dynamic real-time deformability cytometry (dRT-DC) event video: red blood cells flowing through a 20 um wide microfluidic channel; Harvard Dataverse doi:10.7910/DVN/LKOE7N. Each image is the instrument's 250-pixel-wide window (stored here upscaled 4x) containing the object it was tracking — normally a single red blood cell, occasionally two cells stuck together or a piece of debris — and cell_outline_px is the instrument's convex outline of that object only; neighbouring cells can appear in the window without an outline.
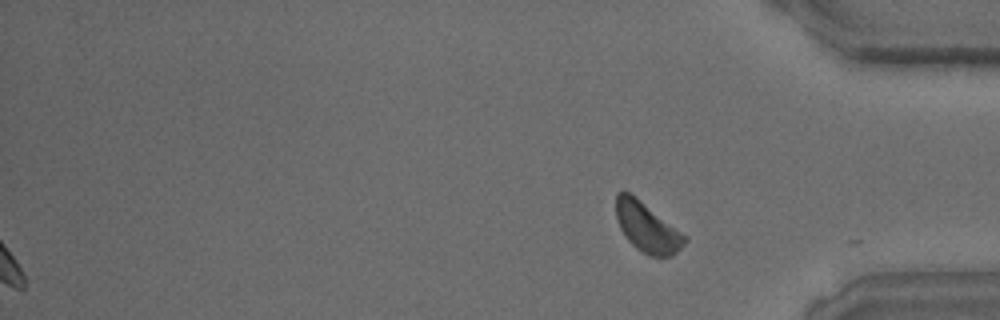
{"species": "common noctule bat (a hibernating species)", "species_latin": "Nyctalus noctula", "temperature_condition": "warm", "stored_images_in_passage": 38, "segment_of_instrument_passage": [2, 2], "camera_frame_rate_fps": 3000, "um_per_image_px": 0.085, "animal": {"sex": "male", "body_mass_g": 15.6}, "frame": {"image": 1, "passage_image": 38, "time_ms": 12.333, "image_size_px": [1000, 320], "cell_outline_px": [[688, 240], [672, 256], [648, 256], [636, 248], [628, 240], [620, 228], [616, 216], [616, 192], [628, 192], [636, 196], [688, 236]], "centroid_in_image_um": [55.02, 19.32], "position_along_channel_um": 380.2, "area_um2": 19.94}}